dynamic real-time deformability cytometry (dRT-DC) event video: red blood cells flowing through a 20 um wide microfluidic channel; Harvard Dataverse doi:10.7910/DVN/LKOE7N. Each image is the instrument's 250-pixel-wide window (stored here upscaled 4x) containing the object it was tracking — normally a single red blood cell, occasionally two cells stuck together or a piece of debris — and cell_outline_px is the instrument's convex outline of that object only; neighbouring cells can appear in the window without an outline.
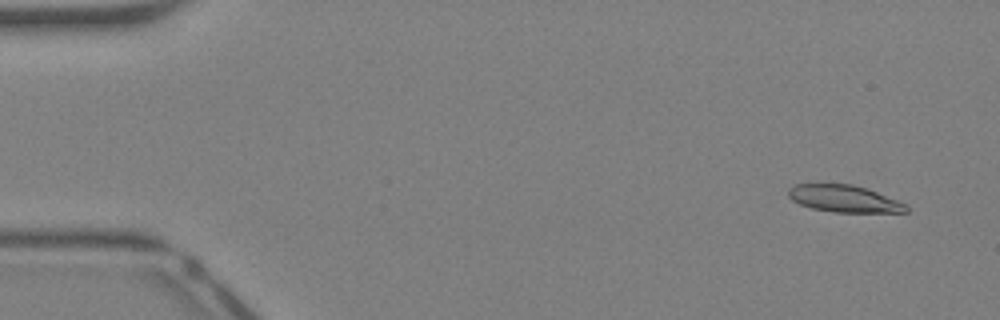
{"species": "Egyptian fruit bat (a non-hibernating species)", "species_latin": "Rousettus aegyptiacus", "temperature_condition": "warm", "stored_images_in_passage": 41, "camera_frame_rate_fps": 3000, "um_per_image_px": 0.085, "animal": {"sex": "female"}, "frame": {"image": 1, "passage_image": 2, "time_ms": 0.333, "image_size_px": [1000, 320], "cell_outline_px": [[908, 212], [836, 212], [812, 208], [800, 204], [792, 200], [788, 196], [788, 188], [796, 184], [852, 184], [868, 188], [908, 204]], "centroid_in_image_um": [71.78, 16.88], "position_along_channel_um": 13.2, "area_um2": 18.61}}
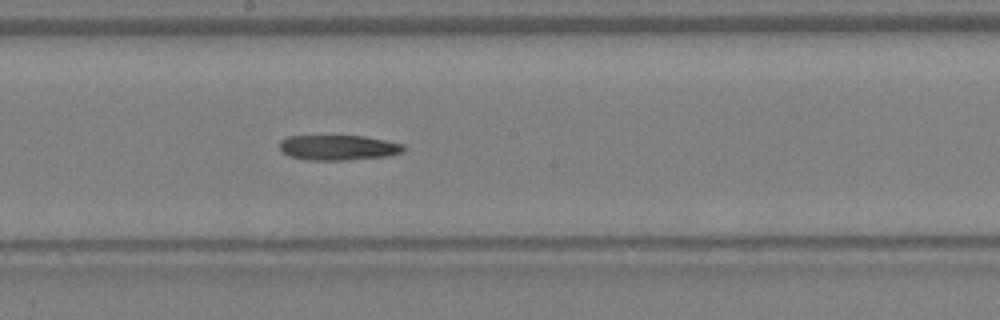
{"frame": {"image": 2, "passage_image": 22, "time_ms": 7.0, "image_size_px": [1000, 320], "cell_outline_px": [[408, 148], [404, 152], [388, 156], [348, 160], [304, 160], [288, 156], [280, 148], [280, 140], [288, 136], [364, 136], [404, 144]], "centroid_in_image_um": [28.79, 12.55], "position_along_channel_um": 219.4, "area_um2": 18.38}}
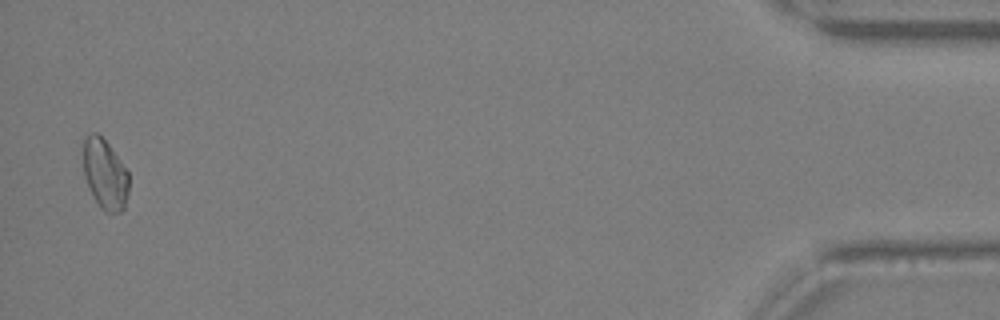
{"frame": {"image": 3, "passage_image": 40, "time_ms": 13.0, "image_size_px": [1000, 320], "cell_outline_px": [[128, 192], [124, 208], [120, 212], [104, 212], [100, 208], [84, 176], [84, 140], [92, 132], [96, 132], [108, 144], [128, 172]], "centroid_in_image_um": [8.93, 14.82], "position_along_channel_um": 426.3, "area_um2": 18.15}}